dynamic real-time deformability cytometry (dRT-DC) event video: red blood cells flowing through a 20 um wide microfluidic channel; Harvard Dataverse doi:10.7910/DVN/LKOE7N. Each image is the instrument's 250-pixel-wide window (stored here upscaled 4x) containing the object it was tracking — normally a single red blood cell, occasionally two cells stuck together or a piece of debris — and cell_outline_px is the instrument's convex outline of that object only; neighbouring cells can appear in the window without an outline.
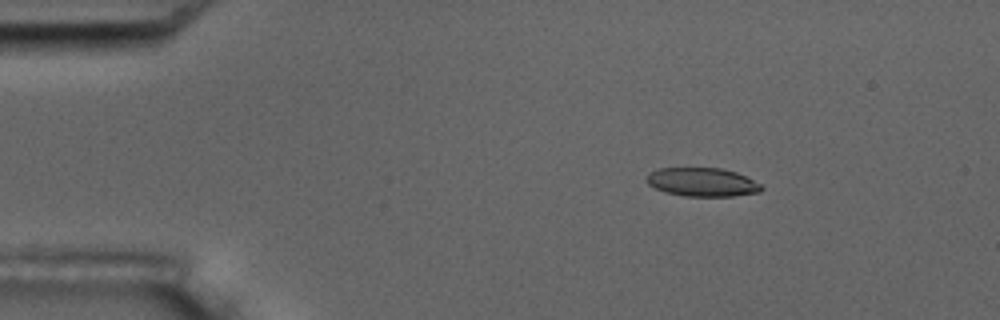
{"species": "common noctule bat (a hibernating species)", "species_latin": "Nyctalus noctula", "temperature_condition": "room temperature", "stored_images_in_passage": 6, "camera_frame_rate_fps": 3000, "um_per_image_px": 0.085, "animal": {"sex": "male", "body_mass_g": 17.5, "forearm_length_mm": 52.3}, "frame": {"image": 1, "passage_image": 3, "time_ms": 2.333, "image_size_px": [1000, 320], "cell_outline_px": [[764, 188], [760, 192], [732, 196], [684, 196], [664, 192], [648, 184], [644, 180], [644, 176], [648, 172], [660, 168], [720, 168], [736, 172], [760, 184]], "centroid_in_image_um": [59.63, 15.48], "position_along_channel_um": 25.4, "area_um2": 19.25}}
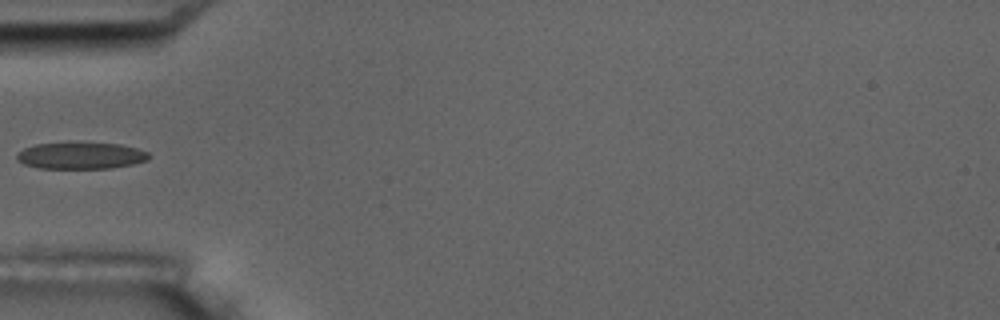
{"frame": {"image": 2, "passage_image": 6, "time_ms": 5.667, "image_size_px": [1000, 320], "cell_outline_px": [[148, 160], [132, 164], [112, 168], [36, 168], [24, 164], [16, 156], [16, 152], [24, 148], [36, 144], [68, 140], [120, 144], [136, 148], [148, 152]], "centroid_in_image_um": [6.83, 13.18], "position_along_channel_um": 78.2, "area_um2": 21.21}}